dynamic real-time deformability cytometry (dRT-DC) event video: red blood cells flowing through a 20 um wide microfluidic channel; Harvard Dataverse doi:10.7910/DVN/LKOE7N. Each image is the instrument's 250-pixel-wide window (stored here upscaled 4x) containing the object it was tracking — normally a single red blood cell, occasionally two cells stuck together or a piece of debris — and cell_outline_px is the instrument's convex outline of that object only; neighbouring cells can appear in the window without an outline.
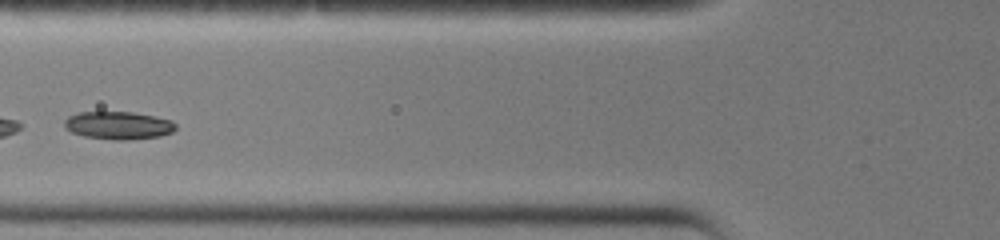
{"species": "common noctule bat (a hibernating species)", "species_latin": "Nyctalus noctula", "temperature_condition": "warm", "stored_images_in_passage": 16, "camera_frame_rate_fps": 3000, "um_per_image_px": 0.085, "animal": {"sex": "female", "body_mass_g": 19.0, "forearm_length_mm": 51.5}, "frame": {"image": 1, "passage_image": 12, "time_ms": 3.667, "image_size_px": [1000, 240], "cell_outline_px": [[176, 128], [172, 132], [160, 136], [128, 140], [116, 140], [84, 136], [72, 132], [64, 128], [64, 120], [68, 116], [80, 112], [132, 112], [172, 120], [176, 124]], "centroid_in_image_um": [10.05, 10.66], "position_along_channel_um": 115.8, "area_um2": 18.03}}